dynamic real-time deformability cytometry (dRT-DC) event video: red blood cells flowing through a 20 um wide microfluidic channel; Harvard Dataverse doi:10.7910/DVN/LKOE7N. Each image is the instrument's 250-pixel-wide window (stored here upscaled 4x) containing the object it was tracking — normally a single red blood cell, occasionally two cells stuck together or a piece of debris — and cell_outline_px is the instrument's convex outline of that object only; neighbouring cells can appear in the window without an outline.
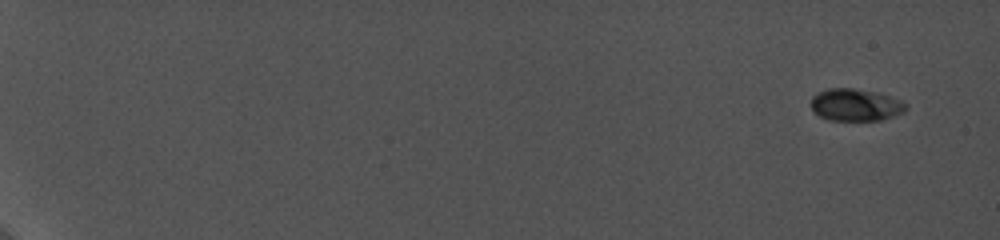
{"species": "common noctule bat (a hibernating species)", "species_latin": "Nyctalus noctula", "temperature_condition": "cold", "stored_images_in_passage": 12, "camera_frame_rate_fps": 5000, "um_per_image_px": 0.085, "animal": {"sex": "female", "body_mass_g": 19.0, "forearm_length_mm": 56.7}, "frame": {"image": 1, "passage_image": 1, "time_ms": 0.0, "image_size_px": [1000, 240], "cell_outline_px": [[908, 108], [904, 112], [880, 120], [828, 120], [820, 116], [812, 108], [812, 96], [828, 88], [852, 88], [876, 92], [900, 100], [908, 104]], "centroid_in_image_um": [72.74, 8.91], "position_along_channel_um": 12.3, "area_um2": 17.63}}
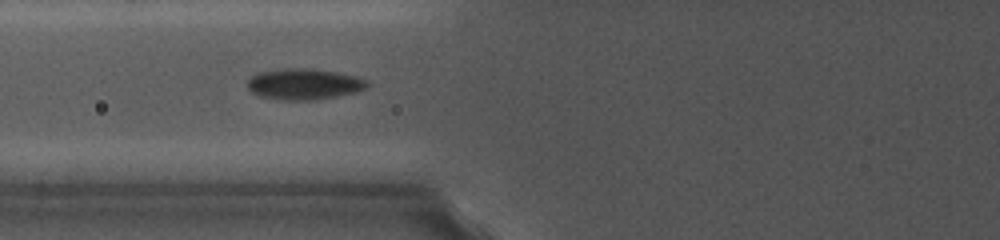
{"frame": {"image": 2, "passage_image": 8, "time_ms": 8.4, "image_size_px": [1000, 240], "cell_outline_px": [[368, 88], [336, 96], [316, 100], [276, 100], [260, 96], [252, 92], [248, 88], [248, 76], [260, 72], [284, 68], [308, 68], [336, 72], [356, 76], [368, 80]], "centroid_in_image_um": [25.81, 7.15], "position_along_channel_um": 100.0, "area_um2": 21.73}}
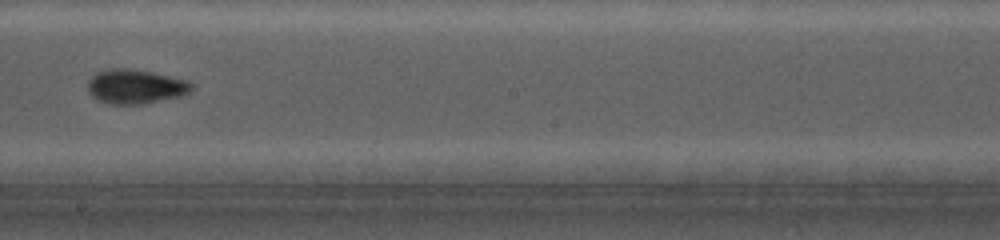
{"frame": {"image": 3, "passage_image": 11, "time_ms": 12.0, "image_size_px": [1000, 240], "cell_outline_px": [[192, 88], [184, 96], [140, 104], [108, 104], [92, 96], [88, 92], [88, 80], [96, 72], [108, 68], [128, 68], [152, 72], [184, 80], [192, 84]], "centroid_in_image_um": [11.47, 7.35], "position_along_channel_um": 236.7, "area_um2": 20.69}}